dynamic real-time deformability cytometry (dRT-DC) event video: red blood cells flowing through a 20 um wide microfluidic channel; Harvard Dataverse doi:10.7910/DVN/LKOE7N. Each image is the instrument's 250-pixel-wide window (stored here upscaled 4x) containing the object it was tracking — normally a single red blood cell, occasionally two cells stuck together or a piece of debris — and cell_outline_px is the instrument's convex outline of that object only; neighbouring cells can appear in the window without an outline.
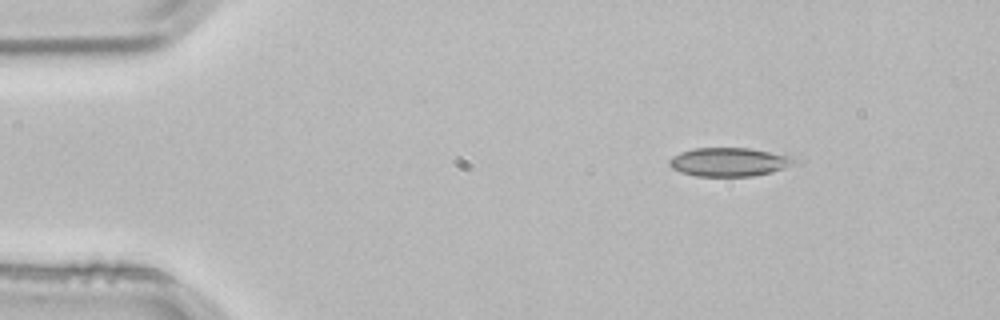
{"species": "common noctule bat (a hibernating species)", "species_latin": "Nyctalus noctula", "temperature_condition": "room temperature", "stored_images_in_passage": 3, "camera_frame_rate_fps": 3000, "um_per_image_px": 0.085, "animal": {"sex": "male", "body_mass_g": 21.5, "forearm_length_mm": 52.0}, "frame": {"image": 1, "passage_image": 1, "time_ms": 0.0, "image_size_px": [1000, 320], "cell_outline_px": [[796, 160], [792, 164], [784, 168], [772, 172], [752, 176], [696, 176], [680, 172], [672, 168], [668, 164], [668, 160], [672, 156], [680, 152], [692, 148], [748, 148], [788, 156]], "centroid_in_image_um": [61.89, 13.77], "position_along_channel_um": 23.1, "area_um2": 20.69}}
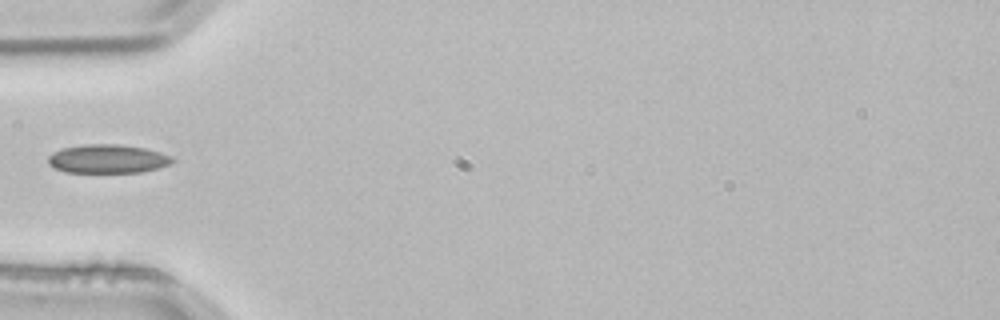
{"frame": {"image": 2, "passage_image": 3, "time_ms": 0.667, "image_size_px": [1000, 320], "cell_outline_px": [[176, 160], [168, 164], [156, 168], [140, 172], [68, 172], [56, 168], [48, 164], [48, 156], [52, 152], [64, 148], [84, 144], [116, 144], [144, 148], [160, 152], [172, 156]], "centroid_in_image_um": [9.14, 13.49], "position_along_channel_um": 75.9, "area_um2": 20.58}}